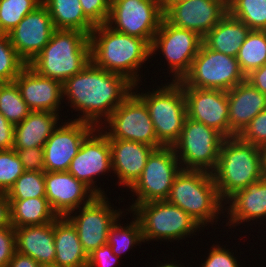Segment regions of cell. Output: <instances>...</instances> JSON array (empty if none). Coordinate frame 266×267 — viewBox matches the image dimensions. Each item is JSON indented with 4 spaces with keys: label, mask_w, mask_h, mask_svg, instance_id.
<instances>
[{
    "label": "cell",
    "mask_w": 266,
    "mask_h": 267,
    "mask_svg": "<svg viewBox=\"0 0 266 267\" xmlns=\"http://www.w3.org/2000/svg\"><path fill=\"white\" fill-rule=\"evenodd\" d=\"M214 245L211 246L212 249L209 248L210 252L205 259L206 261L201 263L199 267H240V263L234 257V253L230 252V249H225L226 246L223 248L219 243Z\"/></svg>",
    "instance_id": "cell-41"
},
{
    "label": "cell",
    "mask_w": 266,
    "mask_h": 267,
    "mask_svg": "<svg viewBox=\"0 0 266 267\" xmlns=\"http://www.w3.org/2000/svg\"><path fill=\"white\" fill-rule=\"evenodd\" d=\"M108 200L107 196H96L89 204L66 216L76 228L82 248L87 255L107 244L110 227L125 215L122 214L124 210H114V206Z\"/></svg>",
    "instance_id": "cell-14"
},
{
    "label": "cell",
    "mask_w": 266,
    "mask_h": 267,
    "mask_svg": "<svg viewBox=\"0 0 266 267\" xmlns=\"http://www.w3.org/2000/svg\"><path fill=\"white\" fill-rule=\"evenodd\" d=\"M90 61L88 34L78 30L55 29L48 44L28 65L38 74L63 84L82 71Z\"/></svg>",
    "instance_id": "cell-3"
},
{
    "label": "cell",
    "mask_w": 266,
    "mask_h": 267,
    "mask_svg": "<svg viewBox=\"0 0 266 267\" xmlns=\"http://www.w3.org/2000/svg\"><path fill=\"white\" fill-rule=\"evenodd\" d=\"M59 118L57 113L31 111L21 123L15 125L13 149L43 147L59 126V120H63Z\"/></svg>",
    "instance_id": "cell-26"
},
{
    "label": "cell",
    "mask_w": 266,
    "mask_h": 267,
    "mask_svg": "<svg viewBox=\"0 0 266 267\" xmlns=\"http://www.w3.org/2000/svg\"><path fill=\"white\" fill-rule=\"evenodd\" d=\"M12 226L11 223V203L7 194L0 191V228Z\"/></svg>",
    "instance_id": "cell-47"
},
{
    "label": "cell",
    "mask_w": 266,
    "mask_h": 267,
    "mask_svg": "<svg viewBox=\"0 0 266 267\" xmlns=\"http://www.w3.org/2000/svg\"><path fill=\"white\" fill-rule=\"evenodd\" d=\"M16 251L28 255L41 266L54 264V221L15 228Z\"/></svg>",
    "instance_id": "cell-25"
},
{
    "label": "cell",
    "mask_w": 266,
    "mask_h": 267,
    "mask_svg": "<svg viewBox=\"0 0 266 267\" xmlns=\"http://www.w3.org/2000/svg\"><path fill=\"white\" fill-rule=\"evenodd\" d=\"M132 217L134 220L127 223L126 226H122L119 218L109 229L107 244L111 246L113 253L118 257L143 242L140 222L134 215Z\"/></svg>",
    "instance_id": "cell-33"
},
{
    "label": "cell",
    "mask_w": 266,
    "mask_h": 267,
    "mask_svg": "<svg viewBox=\"0 0 266 267\" xmlns=\"http://www.w3.org/2000/svg\"><path fill=\"white\" fill-rule=\"evenodd\" d=\"M89 42L90 59L95 66L123 75L134 85H140L142 64L151 58V46L144 39L117 32L102 24L92 30Z\"/></svg>",
    "instance_id": "cell-2"
},
{
    "label": "cell",
    "mask_w": 266,
    "mask_h": 267,
    "mask_svg": "<svg viewBox=\"0 0 266 267\" xmlns=\"http://www.w3.org/2000/svg\"><path fill=\"white\" fill-rule=\"evenodd\" d=\"M40 267H57V266L52 264V265H43V266H40Z\"/></svg>",
    "instance_id": "cell-52"
},
{
    "label": "cell",
    "mask_w": 266,
    "mask_h": 267,
    "mask_svg": "<svg viewBox=\"0 0 266 267\" xmlns=\"http://www.w3.org/2000/svg\"><path fill=\"white\" fill-rule=\"evenodd\" d=\"M163 14L161 0H111L106 24L117 32L142 38L151 46Z\"/></svg>",
    "instance_id": "cell-12"
},
{
    "label": "cell",
    "mask_w": 266,
    "mask_h": 267,
    "mask_svg": "<svg viewBox=\"0 0 266 267\" xmlns=\"http://www.w3.org/2000/svg\"><path fill=\"white\" fill-rule=\"evenodd\" d=\"M246 80L236 57L207 48L203 43L181 80L186 86L228 91Z\"/></svg>",
    "instance_id": "cell-9"
},
{
    "label": "cell",
    "mask_w": 266,
    "mask_h": 267,
    "mask_svg": "<svg viewBox=\"0 0 266 267\" xmlns=\"http://www.w3.org/2000/svg\"><path fill=\"white\" fill-rule=\"evenodd\" d=\"M68 120L59 123L43 146L47 172H67L83 140L96 128L87 122Z\"/></svg>",
    "instance_id": "cell-17"
},
{
    "label": "cell",
    "mask_w": 266,
    "mask_h": 267,
    "mask_svg": "<svg viewBox=\"0 0 266 267\" xmlns=\"http://www.w3.org/2000/svg\"><path fill=\"white\" fill-rule=\"evenodd\" d=\"M45 193L58 217H66L72 211L89 204L97 195L71 173L44 172Z\"/></svg>",
    "instance_id": "cell-20"
},
{
    "label": "cell",
    "mask_w": 266,
    "mask_h": 267,
    "mask_svg": "<svg viewBox=\"0 0 266 267\" xmlns=\"http://www.w3.org/2000/svg\"><path fill=\"white\" fill-rule=\"evenodd\" d=\"M54 243L57 267H87L88 255L83 250L76 228L66 217L54 221Z\"/></svg>",
    "instance_id": "cell-27"
},
{
    "label": "cell",
    "mask_w": 266,
    "mask_h": 267,
    "mask_svg": "<svg viewBox=\"0 0 266 267\" xmlns=\"http://www.w3.org/2000/svg\"><path fill=\"white\" fill-rule=\"evenodd\" d=\"M14 128H15V125L10 123L0 113V150H8V149L13 148Z\"/></svg>",
    "instance_id": "cell-45"
},
{
    "label": "cell",
    "mask_w": 266,
    "mask_h": 267,
    "mask_svg": "<svg viewBox=\"0 0 266 267\" xmlns=\"http://www.w3.org/2000/svg\"><path fill=\"white\" fill-rule=\"evenodd\" d=\"M212 176L225 202L238 190L263 178L260 147L238 136L225 138Z\"/></svg>",
    "instance_id": "cell-4"
},
{
    "label": "cell",
    "mask_w": 266,
    "mask_h": 267,
    "mask_svg": "<svg viewBox=\"0 0 266 267\" xmlns=\"http://www.w3.org/2000/svg\"><path fill=\"white\" fill-rule=\"evenodd\" d=\"M111 149V167L117 177L118 186L130 188L140 178L147 159L155 149L147 144L126 141L109 140Z\"/></svg>",
    "instance_id": "cell-22"
},
{
    "label": "cell",
    "mask_w": 266,
    "mask_h": 267,
    "mask_svg": "<svg viewBox=\"0 0 266 267\" xmlns=\"http://www.w3.org/2000/svg\"><path fill=\"white\" fill-rule=\"evenodd\" d=\"M236 58L245 77L266 64V31L250 30Z\"/></svg>",
    "instance_id": "cell-31"
},
{
    "label": "cell",
    "mask_w": 266,
    "mask_h": 267,
    "mask_svg": "<svg viewBox=\"0 0 266 267\" xmlns=\"http://www.w3.org/2000/svg\"><path fill=\"white\" fill-rule=\"evenodd\" d=\"M54 29L78 30L88 35L95 26L85 17L79 0H42Z\"/></svg>",
    "instance_id": "cell-29"
},
{
    "label": "cell",
    "mask_w": 266,
    "mask_h": 267,
    "mask_svg": "<svg viewBox=\"0 0 266 267\" xmlns=\"http://www.w3.org/2000/svg\"><path fill=\"white\" fill-rule=\"evenodd\" d=\"M250 30L245 23L227 12L219 23L202 38V43L209 49L237 57Z\"/></svg>",
    "instance_id": "cell-28"
},
{
    "label": "cell",
    "mask_w": 266,
    "mask_h": 267,
    "mask_svg": "<svg viewBox=\"0 0 266 267\" xmlns=\"http://www.w3.org/2000/svg\"><path fill=\"white\" fill-rule=\"evenodd\" d=\"M175 263H173V261L172 262H170V263H168L167 261H166V263L164 262H160L159 261V263L160 264H158V265H155L156 267H185V266H183V265H181V263L180 264H178V263H176V261H174Z\"/></svg>",
    "instance_id": "cell-50"
},
{
    "label": "cell",
    "mask_w": 266,
    "mask_h": 267,
    "mask_svg": "<svg viewBox=\"0 0 266 267\" xmlns=\"http://www.w3.org/2000/svg\"><path fill=\"white\" fill-rule=\"evenodd\" d=\"M6 194L8 200L46 197L44 172L25 171Z\"/></svg>",
    "instance_id": "cell-36"
},
{
    "label": "cell",
    "mask_w": 266,
    "mask_h": 267,
    "mask_svg": "<svg viewBox=\"0 0 266 267\" xmlns=\"http://www.w3.org/2000/svg\"><path fill=\"white\" fill-rule=\"evenodd\" d=\"M133 87L134 84L123 75L108 72L90 61L62 84L63 101L65 98L75 112L80 111L77 117L82 112L73 120L99 128L133 92Z\"/></svg>",
    "instance_id": "cell-1"
},
{
    "label": "cell",
    "mask_w": 266,
    "mask_h": 267,
    "mask_svg": "<svg viewBox=\"0 0 266 267\" xmlns=\"http://www.w3.org/2000/svg\"><path fill=\"white\" fill-rule=\"evenodd\" d=\"M131 213L140 222L143 242L184 240L197 235L196 231L202 228L194 218L167 200L137 204Z\"/></svg>",
    "instance_id": "cell-7"
},
{
    "label": "cell",
    "mask_w": 266,
    "mask_h": 267,
    "mask_svg": "<svg viewBox=\"0 0 266 267\" xmlns=\"http://www.w3.org/2000/svg\"><path fill=\"white\" fill-rule=\"evenodd\" d=\"M227 8L251 30L266 31V0H227Z\"/></svg>",
    "instance_id": "cell-32"
},
{
    "label": "cell",
    "mask_w": 266,
    "mask_h": 267,
    "mask_svg": "<svg viewBox=\"0 0 266 267\" xmlns=\"http://www.w3.org/2000/svg\"><path fill=\"white\" fill-rule=\"evenodd\" d=\"M11 223L14 228L43 225L55 221L58 216L46 197L9 200Z\"/></svg>",
    "instance_id": "cell-30"
},
{
    "label": "cell",
    "mask_w": 266,
    "mask_h": 267,
    "mask_svg": "<svg viewBox=\"0 0 266 267\" xmlns=\"http://www.w3.org/2000/svg\"><path fill=\"white\" fill-rule=\"evenodd\" d=\"M201 44L202 37L196 32L175 27L163 18L150 47L151 57L162 52L173 81H180L190 71Z\"/></svg>",
    "instance_id": "cell-13"
},
{
    "label": "cell",
    "mask_w": 266,
    "mask_h": 267,
    "mask_svg": "<svg viewBox=\"0 0 266 267\" xmlns=\"http://www.w3.org/2000/svg\"><path fill=\"white\" fill-rule=\"evenodd\" d=\"M182 170L173 146L154 149L149 155L140 178L130 188L137 199L129 205L131 211L137 204L167 200L175 177Z\"/></svg>",
    "instance_id": "cell-10"
},
{
    "label": "cell",
    "mask_w": 266,
    "mask_h": 267,
    "mask_svg": "<svg viewBox=\"0 0 266 267\" xmlns=\"http://www.w3.org/2000/svg\"><path fill=\"white\" fill-rule=\"evenodd\" d=\"M164 19L175 27L204 37L227 14V0H187L162 5Z\"/></svg>",
    "instance_id": "cell-16"
},
{
    "label": "cell",
    "mask_w": 266,
    "mask_h": 267,
    "mask_svg": "<svg viewBox=\"0 0 266 267\" xmlns=\"http://www.w3.org/2000/svg\"><path fill=\"white\" fill-rule=\"evenodd\" d=\"M68 172L88 186L97 196H107L96 177L112 172L111 149L108 136L101 128H95L82 142L72 159ZM96 184V185H95Z\"/></svg>",
    "instance_id": "cell-15"
},
{
    "label": "cell",
    "mask_w": 266,
    "mask_h": 267,
    "mask_svg": "<svg viewBox=\"0 0 266 267\" xmlns=\"http://www.w3.org/2000/svg\"><path fill=\"white\" fill-rule=\"evenodd\" d=\"M85 17L94 25L106 24L111 0H79Z\"/></svg>",
    "instance_id": "cell-40"
},
{
    "label": "cell",
    "mask_w": 266,
    "mask_h": 267,
    "mask_svg": "<svg viewBox=\"0 0 266 267\" xmlns=\"http://www.w3.org/2000/svg\"><path fill=\"white\" fill-rule=\"evenodd\" d=\"M110 245L105 244L88 254L87 267H113L119 262Z\"/></svg>",
    "instance_id": "cell-44"
},
{
    "label": "cell",
    "mask_w": 266,
    "mask_h": 267,
    "mask_svg": "<svg viewBox=\"0 0 266 267\" xmlns=\"http://www.w3.org/2000/svg\"><path fill=\"white\" fill-rule=\"evenodd\" d=\"M14 82L31 111L61 114L63 88L60 81L38 74L27 64Z\"/></svg>",
    "instance_id": "cell-21"
},
{
    "label": "cell",
    "mask_w": 266,
    "mask_h": 267,
    "mask_svg": "<svg viewBox=\"0 0 266 267\" xmlns=\"http://www.w3.org/2000/svg\"><path fill=\"white\" fill-rule=\"evenodd\" d=\"M263 178L266 179V144L260 147Z\"/></svg>",
    "instance_id": "cell-49"
},
{
    "label": "cell",
    "mask_w": 266,
    "mask_h": 267,
    "mask_svg": "<svg viewBox=\"0 0 266 267\" xmlns=\"http://www.w3.org/2000/svg\"><path fill=\"white\" fill-rule=\"evenodd\" d=\"M51 16L42 3L8 33L11 45L28 64L50 41L54 31Z\"/></svg>",
    "instance_id": "cell-19"
},
{
    "label": "cell",
    "mask_w": 266,
    "mask_h": 267,
    "mask_svg": "<svg viewBox=\"0 0 266 267\" xmlns=\"http://www.w3.org/2000/svg\"><path fill=\"white\" fill-rule=\"evenodd\" d=\"M187 0H161L162 5H173L175 3H180Z\"/></svg>",
    "instance_id": "cell-51"
},
{
    "label": "cell",
    "mask_w": 266,
    "mask_h": 267,
    "mask_svg": "<svg viewBox=\"0 0 266 267\" xmlns=\"http://www.w3.org/2000/svg\"><path fill=\"white\" fill-rule=\"evenodd\" d=\"M161 85L156 90L140 94L136 88L139 86L135 84L133 91L147 105L157 140L163 146H173L179 140L187 118L186 100L181 80Z\"/></svg>",
    "instance_id": "cell-6"
},
{
    "label": "cell",
    "mask_w": 266,
    "mask_h": 267,
    "mask_svg": "<svg viewBox=\"0 0 266 267\" xmlns=\"http://www.w3.org/2000/svg\"><path fill=\"white\" fill-rule=\"evenodd\" d=\"M30 112L15 82L0 83V113L10 123H21Z\"/></svg>",
    "instance_id": "cell-34"
},
{
    "label": "cell",
    "mask_w": 266,
    "mask_h": 267,
    "mask_svg": "<svg viewBox=\"0 0 266 267\" xmlns=\"http://www.w3.org/2000/svg\"><path fill=\"white\" fill-rule=\"evenodd\" d=\"M103 124V127L99 128L103 129L109 140L140 142L155 149L163 146L157 140L147 105L135 91L113 111Z\"/></svg>",
    "instance_id": "cell-11"
},
{
    "label": "cell",
    "mask_w": 266,
    "mask_h": 267,
    "mask_svg": "<svg viewBox=\"0 0 266 267\" xmlns=\"http://www.w3.org/2000/svg\"><path fill=\"white\" fill-rule=\"evenodd\" d=\"M238 137L255 146L262 147L266 144V109L261 111L245 129L238 135Z\"/></svg>",
    "instance_id": "cell-39"
},
{
    "label": "cell",
    "mask_w": 266,
    "mask_h": 267,
    "mask_svg": "<svg viewBox=\"0 0 266 267\" xmlns=\"http://www.w3.org/2000/svg\"><path fill=\"white\" fill-rule=\"evenodd\" d=\"M167 201L180 207L203 229L210 223H217L218 216L225 213V202L219 196L212 173L206 171L181 170Z\"/></svg>",
    "instance_id": "cell-5"
},
{
    "label": "cell",
    "mask_w": 266,
    "mask_h": 267,
    "mask_svg": "<svg viewBox=\"0 0 266 267\" xmlns=\"http://www.w3.org/2000/svg\"><path fill=\"white\" fill-rule=\"evenodd\" d=\"M224 139L215 129L187 117L180 138L173 145L182 170L212 173Z\"/></svg>",
    "instance_id": "cell-8"
},
{
    "label": "cell",
    "mask_w": 266,
    "mask_h": 267,
    "mask_svg": "<svg viewBox=\"0 0 266 267\" xmlns=\"http://www.w3.org/2000/svg\"><path fill=\"white\" fill-rule=\"evenodd\" d=\"M25 172L16 151L0 150V191L7 193L15 181Z\"/></svg>",
    "instance_id": "cell-38"
},
{
    "label": "cell",
    "mask_w": 266,
    "mask_h": 267,
    "mask_svg": "<svg viewBox=\"0 0 266 267\" xmlns=\"http://www.w3.org/2000/svg\"><path fill=\"white\" fill-rule=\"evenodd\" d=\"M187 117L230 137L227 91L188 87L181 81Z\"/></svg>",
    "instance_id": "cell-18"
},
{
    "label": "cell",
    "mask_w": 266,
    "mask_h": 267,
    "mask_svg": "<svg viewBox=\"0 0 266 267\" xmlns=\"http://www.w3.org/2000/svg\"><path fill=\"white\" fill-rule=\"evenodd\" d=\"M42 0H0V33L8 34Z\"/></svg>",
    "instance_id": "cell-35"
},
{
    "label": "cell",
    "mask_w": 266,
    "mask_h": 267,
    "mask_svg": "<svg viewBox=\"0 0 266 267\" xmlns=\"http://www.w3.org/2000/svg\"><path fill=\"white\" fill-rule=\"evenodd\" d=\"M246 81L266 95V64L247 75Z\"/></svg>",
    "instance_id": "cell-46"
},
{
    "label": "cell",
    "mask_w": 266,
    "mask_h": 267,
    "mask_svg": "<svg viewBox=\"0 0 266 267\" xmlns=\"http://www.w3.org/2000/svg\"><path fill=\"white\" fill-rule=\"evenodd\" d=\"M16 251L15 228H0V267H7Z\"/></svg>",
    "instance_id": "cell-43"
},
{
    "label": "cell",
    "mask_w": 266,
    "mask_h": 267,
    "mask_svg": "<svg viewBox=\"0 0 266 267\" xmlns=\"http://www.w3.org/2000/svg\"><path fill=\"white\" fill-rule=\"evenodd\" d=\"M41 265L28 255L15 251L7 267H40Z\"/></svg>",
    "instance_id": "cell-48"
},
{
    "label": "cell",
    "mask_w": 266,
    "mask_h": 267,
    "mask_svg": "<svg viewBox=\"0 0 266 267\" xmlns=\"http://www.w3.org/2000/svg\"><path fill=\"white\" fill-rule=\"evenodd\" d=\"M224 204L226 206L224 212L228 214L225 216L229 220L226 226H230V228L242 225L243 222L249 223L251 220H256V222L259 221L258 219L265 220L266 179L262 178L249 184L246 188L238 190Z\"/></svg>",
    "instance_id": "cell-23"
},
{
    "label": "cell",
    "mask_w": 266,
    "mask_h": 267,
    "mask_svg": "<svg viewBox=\"0 0 266 267\" xmlns=\"http://www.w3.org/2000/svg\"><path fill=\"white\" fill-rule=\"evenodd\" d=\"M230 137L238 136L261 111L266 95L246 80L227 91Z\"/></svg>",
    "instance_id": "cell-24"
},
{
    "label": "cell",
    "mask_w": 266,
    "mask_h": 267,
    "mask_svg": "<svg viewBox=\"0 0 266 267\" xmlns=\"http://www.w3.org/2000/svg\"><path fill=\"white\" fill-rule=\"evenodd\" d=\"M26 65L11 45L8 34L0 33V83L14 82Z\"/></svg>",
    "instance_id": "cell-37"
},
{
    "label": "cell",
    "mask_w": 266,
    "mask_h": 267,
    "mask_svg": "<svg viewBox=\"0 0 266 267\" xmlns=\"http://www.w3.org/2000/svg\"><path fill=\"white\" fill-rule=\"evenodd\" d=\"M25 171L45 172L43 147L14 149Z\"/></svg>",
    "instance_id": "cell-42"
}]
</instances>
